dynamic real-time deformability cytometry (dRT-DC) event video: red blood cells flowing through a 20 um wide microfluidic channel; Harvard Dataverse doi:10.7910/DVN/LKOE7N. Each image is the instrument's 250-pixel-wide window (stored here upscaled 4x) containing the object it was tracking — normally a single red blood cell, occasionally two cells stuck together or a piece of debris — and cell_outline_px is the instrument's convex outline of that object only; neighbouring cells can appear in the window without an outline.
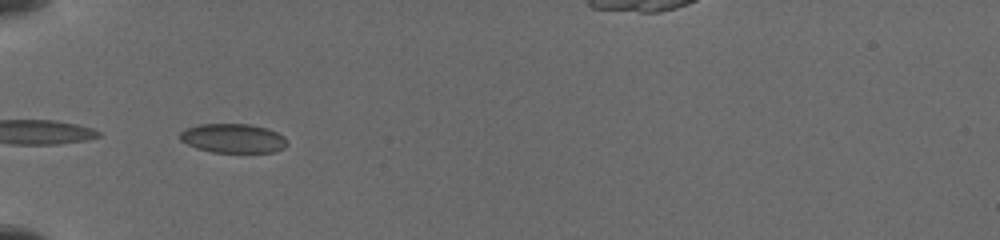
{"species": "common noctule bat (a hibernating species)", "species_latin": "Nyctalus noctula", "temperature_condition": "cold", "stored_images_in_passage": 5, "camera_frame_rate_fps": 3000, "um_per_image_px": 0.085, "animal": {"sex": "female", "body_mass_g": 19.5, "forearm_length_mm": 54.1}, "frame": {"image": 1, "passage_image": 2, "time_ms": 0.333, "image_size_px": [1000, 240], "cell_outline_px": [[288, 144], [284, 148], [272, 152], [212, 152], [196, 148], [180, 140], [180, 132], [188, 128], [200, 124], [248, 124], [268, 128], [284, 136]], "centroid_in_image_um": [19.83, 11.75], "position_along_channel_um": 65.2, "area_um2": 18.15}}